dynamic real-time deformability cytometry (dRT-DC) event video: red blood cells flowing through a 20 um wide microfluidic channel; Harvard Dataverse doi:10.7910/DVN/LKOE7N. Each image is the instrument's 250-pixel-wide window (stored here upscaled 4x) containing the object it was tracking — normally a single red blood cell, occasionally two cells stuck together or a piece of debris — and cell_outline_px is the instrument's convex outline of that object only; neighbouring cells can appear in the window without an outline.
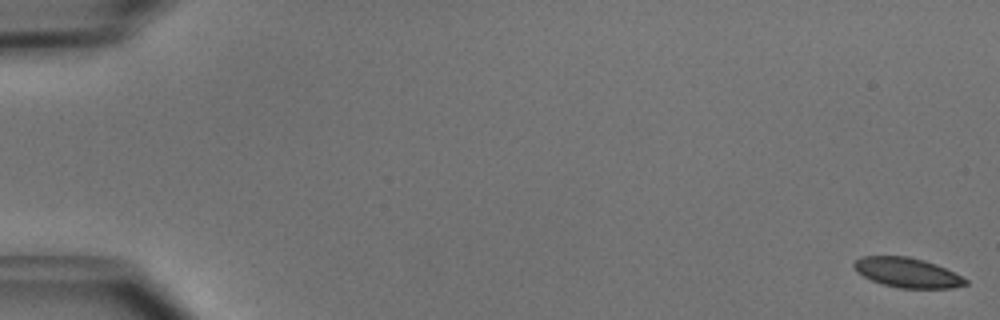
{"species": "common noctule bat (a hibernating species)", "species_latin": "Nyctalus noctula", "temperature_condition": "cold", "stored_images_in_passage": 52, "camera_frame_rate_fps": 3000, "um_per_image_px": 0.085, "animal": {"sex": "male", "body_mass_g": 15.6}, "frame": {"image": 1, "passage_image": 1, "time_ms": 0.0, "image_size_px": [1000, 320], "cell_outline_px": [[968, 284], [952, 288], [900, 288], [884, 284], [872, 280], [856, 272], [852, 264], [860, 256], [908, 256], [924, 260], [936, 264], [968, 280]], "centroid_in_image_um": [77.09, 23.16], "position_along_channel_um": 7.9, "area_um2": 19.19}}
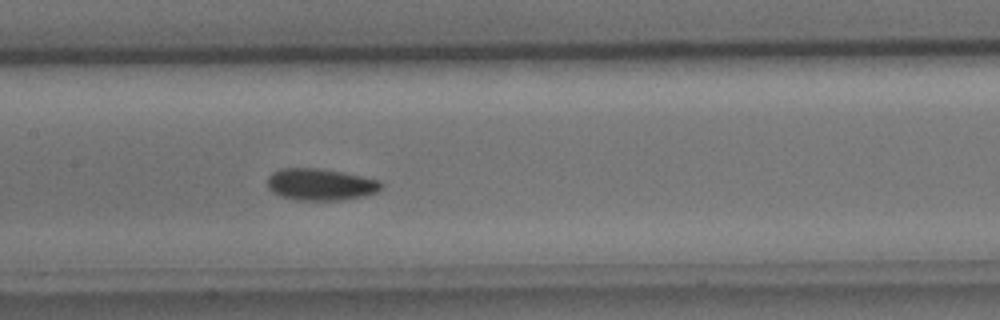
{"frame": {"image": 2, "passage_image": 26, "time_ms": 8.333, "image_size_px": [1000, 320], "cell_outline_px": [[384, 184], [376, 192], [364, 196], [340, 200], [296, 200], [280, 196], [272, 192], [268, 188], [268, 176], [272, 172], [280, 168], [316, 168], [340, 172], [380, 180]], "centroid_in_image_um": [27.21, 15.68], "position_along_channel_um": 180.2, "area_um2": 21.04}}
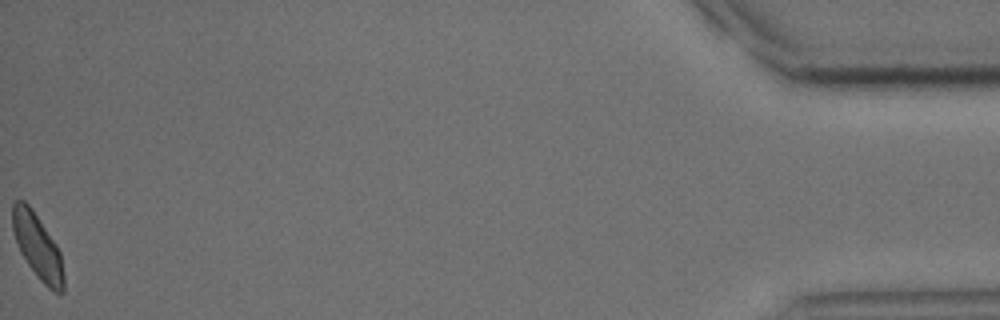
{"frame": {"image": 3, "passage_image": 52, "time_ms": 17.0, "image_size_px": [1000, 320], "cell_outline_px": [[64, 292], [60, 296], [52, 292], [36, 276], [20, 252], [12, 228], [12, 204], [16, 200], [24, 200], [32, 208], [56, 244], [60, 252], [64, 276]], "centroid_in_image_um": [3.21, 20.99], "position_along_channel_um": 432.0, "area_um2": 19.54}, "authors_computed_cell_mechanics": {"area_um2": 20.23, "velocity_mm_per_s": 3.95, "shape_relaxation_time_tau1_ms": 2.1993, "shape_relaxation_time_tau2_ms": 4.0605, "deformation_change_tau1": 0.0695, "deformation_change_tau2": 0.0659}}